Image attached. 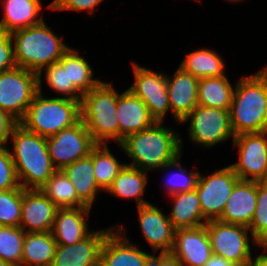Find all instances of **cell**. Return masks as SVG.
I'll return each mask as SVG.
<instances>
[{"mask_svg":"<svg viewBox=\"0 0 267 266\" xmlns=\"http://www.w3.org/2000/svg\"><path fill=\"white\" fill-rule=\"evenodd\" d=\"M138 209V220L142 234L149 246L156 253L171 252L174 245L176 229L168 215L151 203L141 205Z\"/></svg>","mask_w":267,"mask_h":266,"instance_id":"obj_17","label":"cell"},{"mask_svg":"<svg viewBox=\"0 0 267 266\" xmlns=\"http://www.w3.org/2000/svg\"><path fill=\"white\" fill-rule=\"evenodd\" d=\"M18 122L0 109V146L7 145L10 134Z\"/></svg>","mask_w":267,"mask_h":266,"instance_id":"obj_41","label":"cell"},{"mask_svg":"<svg viewBox=\"0 0 267 266\" xmlns=\"http://www.w3.org/2000/svg\"><path fill=\"white\" fill-rule=\"evenodd\" d=\"M229 3L231 2H233V3H237V2H240V1H243V0H227Z\"/></svg>","mask_w":267,"mask_h":266,"instance_id":"obj_47","label":"cell"},{"mask_svg":"<svg viewBox=\"0 0 267 266\" xmlns=\"http://www.w3.org/2000/svg\"><path fill=\"white\" fill-rule=\"evenodd\" d=\"M20 186L10 148L0 146V191L11 190Z\"/></svg>","mask_w":267,"mask_h":266,"instance_id":"obj_38","label":"cell"},{"mask_svg":"<svg viewBox=\"0 0 267 266\" xmlns=\"http://www.w3.org/2000/svg\"><path fill=\"white\" fill-rule=\"evenodd\" d=\"M25 235L21 227L0 226V259L21 266Z\"/></svg>","mask_w":267,"mask_h":266,"instance_id":"obj_33","label":"cell"},{"mask_svg":"<svg viewBox=\"0 0 267 266\" xmlns=\"http://www.w3.org/2000/svg\"><path fill=\"white\" fill-rule=\"evenodd\" d=\"M42 89V84H38V92L20 124L47 138L81 119L80 101L62 96L45 98Z\"/></svg>","mask_w":267,"mask_h":266,"instance_id":"obj_6","label":"cell"},{"mask_svg":"<svg viewBox=\"0 0 267 266\" xmlns=\"http://www.w3.org/2000/svg\"><path fill=\"white\" fill-rule=\"evenodd\" d=\"M39 190L59 209L86 206L77 197L73 184L62 170H56Z\"/></svg>","mask_w":267,"mask_h":266,"instance_id":"obj_31","label":"cell"},{"mask_svg":"<svg viewBox=\"0 0 267 266\" xmlns=\"http://www.w3.org/2000/svg\"><path fill=\"white\" fill-rule=\"evenodd\" d=\"M16 66L11 33L0 32V73Z\"/></svg>","mask_w":267,"mask_h":266,"instance_id":"obj_40","label":"cell"},{"mask_svg":"<svg viewBox=\"0 0 267 266\" xmlns=\"http://www.w3.org/2000/svg\"><path fill=\"white\" fill-rule=\"evenodd\" d=\"M230 117L235 136L267 131V66L238 80Z\"/></svg>","mask_w":267,"mask_h":266,"instance_id":"obj_4","label":"cell"},{"mask_svg":"<svg viewBox=\"0 0 267 266\" xmlns=\"http://www.w3.org/2000/svg\"><path fill=\"white\" fill-rule=\"evenodd\" d=\"M179 66L198 79L223 76L226 69L219 53L208 48L187 54Z\"/></svg>","mask_w":267,"mask_h":266,"instance_id":"obj_29","label":"cell"},{"mask_svg":"<svg viewBox=\"0 0 267 266\" xmlns=\"http://www.w3.org/2000/svg\"><path fill=\"white\" fill-rule=\"evenodd\" d=\"M172 77L166 74L170 110L180 123L198 105L199 79L180 66Z\"/></svg>","mask_w":267,"mask_h":266,"instance_id":"obj_19","label":"cell"},{"mask_svg":"<svg viewBox=\"0 0 267 266\" xmlns=\"http://www.w3.org/2000/svg\"><path fill=\"white\" fill-rule=\"evenodd\" d=\"M44 71L46 83L53 91L81 102L83 94L73 84H68L67 68L58 62L45 67Z\"/></svg>","mask_w":267,"mask_h":266,"instance_id":"obj_37","label":"cell"},{"mask_svg":"<svg viewBox=\"0 0 267 266\" xmlns=\"http://www.w3.org/2000/svg\"><path fill=\"white\" fill-rule=\"evenodd\" d=\"M257 205V181L240 180L226 202L218 219L227 224L249 227Z\"/></svg>","mask_w":267,"mask_h":266,"instance_id":"obj_21","label":"cell"},{"mask_svg":"<svg viewBox=\"0 0 267 266\" xmlns=\"http://www.w3.org/2000/svg\"><path fill=\"white\" fill-rule=\"evenodd\" d=\"M90 210L88 206L57 210L51 230L57 244L74 245L91 232L86 220Z\"/></svg>","mask_w":267,"mask_h":266,"instance_id":"obj_22","label":"cell"},{"mask_svg":"<svg viewBox=\"0 0 267 266\" xmlns=\"http://www.w3.org/2000/svg\"><path fill=\"white\" fill-rule=\"evenodd\" d=\"M56 246L51 232L26 233L21 266H51Z\"/></svg>","mask_w":267,"mask_h":266,"instance_id":"obj_28","label":"cell"},{"mask_svg":"<svg viewBox=\"0 0 267 266\" xmlns=\"http://www.w3.org/2000/svg\"><path fill=\"white\" fill-rule=\"evenodd\" d=\"M62 171L73 184L77 197L86 206L92 208L93 202L97 199L98 190H101L94 176L93 158L89 155L78 159Z\"/></svg>","mask_w":267,"mask_h":266,"instance_id":"obj_25","label":"cell"},{"mask_svg":"<svg viewBox=\"0 0 267 266\" xmlns=\"http://www.w3.org/2000/svg\"><path fill=\"white\" fill-rule=\"evenodd\" d=\"M249 266H267V259L260 253L257 261Z\"/></svg>","mask_w":267,"mask_h":266,"instance_id":"obj_44","label":"cell"},{"mask_svg":"<svg viewBox=\"0 0 267 266\" xmlns=\"http://www.w3.org/2000/svg\"><path fill=\"white\" fill-rule=\"evenodd\" d=\"M117 104L118 91L109 82L102 81L82 95L81 120L96 144H109L112 139L119 145Z\"/></svg>","mask_w":267,"mask_h":266,"instance_id":"obj_5","label":"cell"},{"mask_svg":"<svg viewBox=\"0 0 267 266\" xmlns=\"http://www.w3.org/2000/svg\"><path fill=\"white\" fill-rule=\"evenodd\" d=\"M150 266H183L180 260L172 252H160L153 254Z\"/></svg>","mask_w":267,"mask_h":266,"instance_id":"obj_42","label":"cell"},{"mask_svg":"<svg viewBox=\"0 0 267 266\" xmlns=\"http://www.w3.org/2000/svg\"><path fill=\"white\" fill-rule=\"evenodd\" d=\"M58 209L39 189H23L19 227L26 233L51 232Z\"/></svg>","mask_w":267,"mask_h":266,"instance_id":"obj_16","label":"cell"},{"mask_svg":"<svg viewBox=\"0 0 267 266\" xmlns=\"http://www.w3.org/2000/svg\"><path fill=\"white\" fill-rule=\"evenodd\" d=\"M116 114L119 122V144L126 136L145 130L156 122L147 105L129 89L118 93Z\"/></svg>","mask_w":267,"mask_h":266,"instance_id":"obj_20","label":"cell"},{"mask_svg":"<svg viewBox=\"0 0 267 266\" xmlns=\"http://www.w3.org/2000/svg\"><path fill=\"white\" fill-rule=\"evenodd\" d=\"M155 122L152 126L126 136L118 145L132 162L126 165L144 172L161 169L182 156V138L172 128Z\"/></svg>","mask_w":267,"mask_h":266,"instance_id":"obj_1","label":"cell"},{"mask_svg":"<svg viewBox=\"0 0 267 266\" xmlns=\"http://www.w3.org/2000/svg\"><path fill=\"white\" fill-rule=\"evenodd\" d=\"M171 252L183 266H205L213 255L206 226L177 229Z\"/></svg>","mask_w":267,"mask_h":266,"instance_id":"obj_18","label":"cell"},{"mask_svg":"<svg viewBox=\"0 0 267 266\" xmlns=\"http://www.w3.org/2000/svg\"><path fill=\"white\" fill-rule=\"evenodd\" d=\"M12 160L20 186L23 189H39L57 170L50 159L46 137L28 131L18 123L10 136Z\"/></svg>","mask_w":267,"mask_h":266,"instance_id":"obj_3","label":"cell"},{"mask_svg":"<svg viewBox=\"0 0 267 266\" xmlns=\"http://www.w3.org/2000/svg\"><path fill=\"white\" fill-rule=\"evenodd\" d=\"M0 266H12V265L0 259Z\"/></svg>","mask_w":267,"mask_h":266,"instance_id":"obj_46","label":"cell"},{"mask_svg":"<svg viewBox=\"0 0 267 266\" xmlns=\"http://www.w3.org/2000/svg\"><path fill=\"white\" fill-rule=\"evenodd\" d=\"M240 181L232 167L226 166L205 176L200 173L196 191L200 199L204 220H218L234 186Z\"/></svg>","mask_w":267,"mask_h":266,"instance_id":"obj_11","label":"cell"},{"mask_svg":"<svg viewBox=\"0 0 267 266\" xmlns=\"http://www.w3.org/2000/svg\"><path fill=\"white\" fill-rule=\"evenodd\" d=\"M205 266H236L232 262L223 257L212 255L211 258L205 263Z\"/></svg>","mask_w":267,"mask_h":266,"instance_id":"obj_43","label":"cell"},{"mask_svg":"<svg viewBox=\"0 0 267 266\" xmlns=\"http://www.w3.org/2000/svg\"><path fill=\"white\" fill-rule=\"evenodd\" d=\"M23 201V188L0 191V226L19 227Z\"/></svg>","mask_w":267,"mask_h":266,"instance_id":"obj_35","label":"cell"},{"mask_svg":"<svg viewBox=\"0 0 267 266\" xmlns=\"http://www.w3.org/2000/svg\"><path fill=\"white\" fill-rule=\"evenodd\" d=\"M181 156H179L176 160L173 162L165 165L164 167L161 168V170H166V169H176V173H170L168 178H166L165 182V189H167L168 196L176 194V193H181V192H186L190 191L196 188L198 177H199V172L198 171H191L188 173L186 169L182 168L181 165Z\"/></svg>","mask_w":267,"mask_h":266,"instance_id":"obj_36","label":"cell"},{"mask_svg":"<svg viewBox=\"0 0 267 266\" xmlns=\"http://www.w3.org/2000/svg\"><path fill=\"white\" fill-rule=\"evenodd\" d=\"M14 59L18 67L38 74V84H42L43 69L58 63L70 48L63 36L55 34L43 21L11 33Z\"/></svg>","mask_w":267,"mask_h":266,"instance_id":"obj_2","label":"cell"},{"mask_svg":"<svg viewBox=\"0 0 267 266\" xmlns=\"http://www.w3.org/2000/svg\"><path fill=\"white\" fill-rule=\"evenodd\" d=\"M40 0H3V16L0 20V32L12 33L44 21L39 15L42 10Z\"/></svg>","mask_w":267,"mask_h":266,"instance_id":"obj_23","label":"cell"},{"mask_svg":"<svg viewBox=\"0 0 267 266\" xmlns=\"http://www.w3.org/2000/svg\"><path fill=\"white\" fill-rule=\"evenodd\" d=\"M38 92V74L22 67L0 73V109L20 123Z\"/></svg>","mask_w":267,"mask_h":266,"instance_id":"obj_7","label":"cell"},{"mask_svg":"<svg viewBox=\"0 0 267 266\" xmlns=\"http://www.w3.org/2000/svg\"><path fill=\"white\" fill-rule=\"evenodd\" d=\"M126 230L116 225L109 232L101 248L100 266H150L153 254L132 244L125 236Z\"/></svg>","mask_w":267,"mask_h":266,"instance_id":"obj_14","label":"cell"},{"mask_svg":"<svg viewBox=\"0 0 267 266\" xmlns=\"http://www.w3.org/2000/svg\"><path fill=\"white\" fill-rule=\"evenodd\" d=\"M170 198L174 205L168 217L176 230L197 228L206 224L196 188L173 194Z\"/></svg>","mask_w":267,"mask_h":266,"instance_id":"obj_24","label":"cell"},{"mask_svg":"<svg viewBox=\"0 0 267 266\" xmlns=\"http://www.w3.org/2000/svg\"><path fill=\"white\" fill-rule=\"evenodd\" d=\"M205 226L214 255L223 257L236 266H249L257 261L260 255L252 257L247 226L227 224L219 220L207 221Z\"/></svg>","mask_w":267,"mask_h":266,"instance_id":"obj_8","label":"cell"},{"mask_svg":"<svg viewBox=\"0 0 267 266\" xmlns=\"http://www.w3.org/2000/svg\"><path fill=\"white\" fill-rule=\"evenodd\" d=\"M147 173L138 168L125 165L106 192L118 198H135L137 207L148 204L150 202L142 197L148 183Z\"/></svg>","mask_w":267,"mask_h":266,"instance_id":"obj_26","label":"cell"},{"mask_svg":"<svg viewBox=\"0 0 267 266\" xmlns=\"http://www.w3.org/2000/svg\"><path fill=\"white\" fill-rule=\"evenodd\" d=\"M234 90L227 75L201 78L198 85V105L230 110Z\"/></svg>","mask_w":267,"mask_h":266,"instance_id":"obj_27","label":"cell"},{"mask_svg":"<svg viewBox=\"0 0 267 266\" xmlns=\"http://www.w3.org/2000/svg\"><path fill=\"white\" fill-rule=\"evenodd\" d=\"M248 228L254 245L267 243V181H257V205Z\"/></svg>","mask_w":267,"mask_h":266,"instance_id":"obj_34","label":"cell"},{"mask_svg":"<svg viewBox=\"0 0 267 266\" xmlns=\"http://www.w3.org/2000/svg\"><path fill=\"white\" fill-rule=\"evenodd\" d=\"M262 248H264V250L261 254L267 259V243H265Z\"/></svg>","mask_w":267,"mask_h":266,"instance_id":"obj_45","label":"cell"},{"mask_svg":"<svg viewBox=\"0 0 267 266\" xmlns=\"http://www.w3.org/2000/svg\"><path fill=\"white\" fill-rule=\"evenodd\" d=\"M189 121V138L200 147L210 148L234 140L230 110L197 105L179 124Z\"/></svg>","mask_w":267,"mask_h":266,"instance_id":"obj_9","label":"cell"},{"mask_svg":"<svg viewBox=\"0 0 267 266\" xmlns=\"http://www.w3.org/2000/svg\"><path fill=\"white\" fill-rule=\"evenodd\" d=\"M46 140L50 159L57 170L89 156L97 145L81 119Z\"/></svg>","mask_w":267,"mask_h":266,"instance_id":"obj_10","label":"cell"},{"mask_svg":"<svg viewBox=\"0 0 267 266\" xmlns=\"http://www.w3.org/2000/svg\"><path fill=\"white\" fill-rule=\"evenodd\" d=\"M132 67L135 81L128 89L147 105L155 121L164 122L167 112H171L166 73L154 72L136 62Z\"/></svg>","mask_w":267,"mask_h":266,"instance_id":"obj_13","label":"cell"},{"mask_svg":"<svg viewBox=\"0 0 267 266\" xmlns=\"http://www.w3.org/2000/svg\"><path fill=\"white\" fill-rule=\"evenodd\" d=\"M103 0H53L47 8L49 10L63 11V10H74V11H88L91 15H94L95 7H99L98 5Z\"/></svg>","mask_w":267,"mask_h":266,"instance_id":"obj_39","label":"cell"},{"mask_svg":"<svg viewBox=\"0 0 267 266\" xmlns=\"http://www.w3.org/2000/svg\"><path fill=\"white\" fill-rule=\"evenodd\" d=\"M90 156L93 158L94 176L98 187L106 192L126 163L119 162L107 144H97L91 150Z\"/></svg>","mask_w":267,"mask_h":266,"instance_id":"obj_32","label":"cell"},{"mask_svg":"<svg viewBox=\"0 0 267 266\" xmlns=\"http://www.w3.org/2000/svg\"><path fill=\"white\" fill-rule=\"evenodd\" d=\"M232 142L239 150V160L230 166L238 178L267 181V131L240 134Z\"/></svg>","mask_w":267,"mask_h":266,"instance_id":"obj_12","label":"cell"},{"mask_svg":"<svg viewBox=\"0 0 267 266\" xmlns=\"http://www.w3.org/2000/svg\"><path fill=\"white\" fill-rule=\"evenodd\" d=\"M59 63L67 68L68 84H73L82 94L89 92L102 82L97 78L93 79L94 71L89 62L73 47L64 53Z\"/></svg>","mask_w":267,"mask_h":266,"instance_id":"obj_30","label":"cell"},{"mask_svg":"<svg viewBox=\"0 0 267 266\" xmlns=\"http://www.w3.org/2000/svg\"><path fill=\"white\" fill-rule=\"evenodd\" d=\"M112 229L91 231L74 245L57 244L51 266H100L101 248Z\"/></svg>","mask_w":267,"mask_h":266,"instance_id":"obj_15","label":"cell"}]
</instances>
